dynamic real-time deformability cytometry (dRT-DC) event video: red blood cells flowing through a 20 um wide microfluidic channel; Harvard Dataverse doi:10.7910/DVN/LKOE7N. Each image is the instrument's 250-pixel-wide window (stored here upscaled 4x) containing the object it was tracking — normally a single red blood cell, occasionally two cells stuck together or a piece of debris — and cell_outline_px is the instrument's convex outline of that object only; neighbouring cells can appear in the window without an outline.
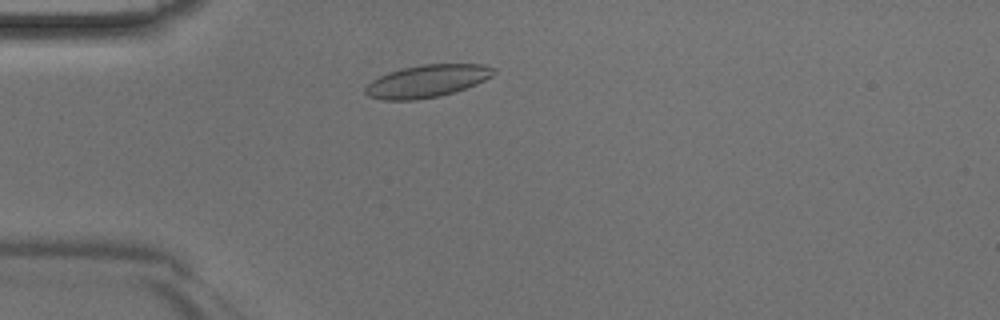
{"species": "Egyptian fruit bat (a non-hibernating species)", "species_latin": "Rousettus aegyptiacus", "temperature_condition": "room temperature", "stored_images_in_passage": 40, "camera_frame_rate_fps": 3000, "um_per_image_px": 0.085, "animal": {"sex": "male"}, "frame": {"image": 1, "passage_image": 7, "time_ms": 2.0, "image_size_px": [1000, 320], "cell_outline_px": [[496, 72], [492, 76], [476, 84], [440, 96], [416, 100], [384, 100], [368, 96], [364, 92], [364, 88], [372, 80], [388, 72], [404, 68], [424, 64], [484, 64], [496, 68]], "centroid_in_image_um": [36.3, 6.89], "position_along_channel_um": 48.7, "area_um2": 24.22}}
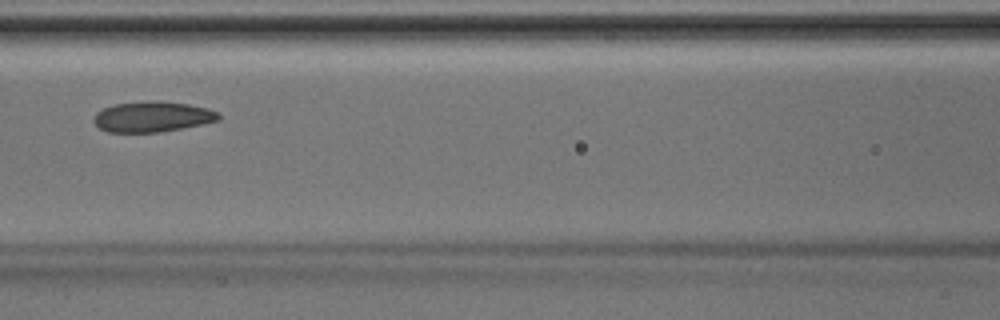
{"frame": {"image": 2, "passage_image": 15, "time_ms": 4.667, "image_size_px": [1000, 320], "cell_outline_px": [[220, 120], [160, 132], [108, 132], [100, 128], [92, 120], [96, 112], [104, 108], [116, 104], [148, 100], [160, 100], [188, 104], [208, 108], [220, 112]], "centroid_in_image_um": [12.96, 9.9], "position_along_channel_um": 153.6, "area_um2": 22.25}}
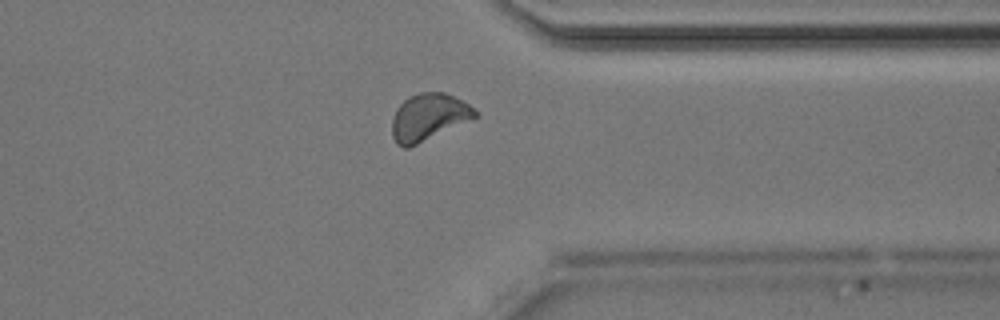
{"frame": {"image": 3, "passage_image": 30, "time_ms": 9.667, "image_size_px": [1000, 320], "cell_outline_px": [[480, 116], [408, 148], [404, 148], [396, 144], [392, 136], [392, 116], [396, 108], [408, 96], [420, 92], [444, 92], [464, 100], [476, 108], [480, 112]], "centroid_in_image_um": [36.46, 9.94], "position_along_channel_um": 374.9, "area_um2": 23.18}}